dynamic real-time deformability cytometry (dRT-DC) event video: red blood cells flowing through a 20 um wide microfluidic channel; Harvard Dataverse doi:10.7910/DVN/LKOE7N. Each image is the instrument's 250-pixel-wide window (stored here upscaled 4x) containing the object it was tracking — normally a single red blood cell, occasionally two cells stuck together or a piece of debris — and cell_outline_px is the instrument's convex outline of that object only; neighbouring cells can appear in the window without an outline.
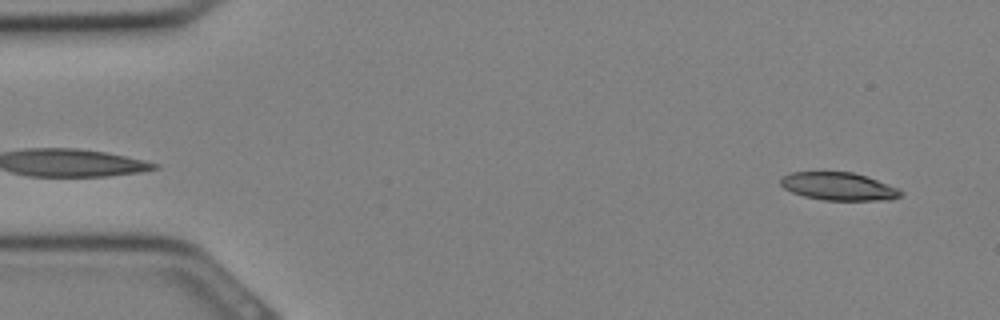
{"species": "Egyptian fruit bat (a non-hibernating species)", "species_latin": "Rousettus aegyptiacus", "temperature_condition": "cold", "stored_images_in_passage": 12, "camera_frame_rate_fps": 3000, "um_per_image_px": 0.085, "animal": {"sex": "female"}, "frame": {"image": 1, "passage_image": 1, "time_ms": 0.0, "image_size_px": [1000, 320], "cell_outline_px": [[904, 196], [892, 200], [824, 200], [804, 196], [792, 192], [784, 188], [780, 184], [780, 180], [784, 176], [792, 172], [852, 172], [900, 188], [904, 192]], "centroid_in_image_um": [71.34, 15.86], "position_along_channel_um": 13.7, "area_um2": 19.54}}
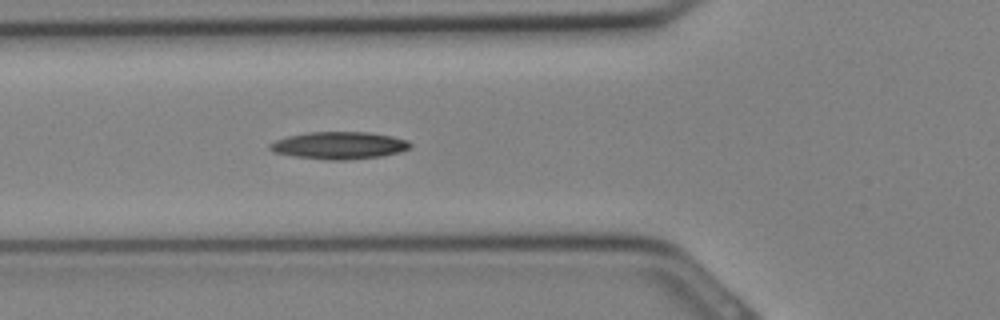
{"frame": {"image": 2, "passage_image": 10, "time_ms": 3.0, "image_size_px": [1000, 320], "cell_outline_px": [[412, 148], [400, 152], [380, 156], [344, 160], [328, 160], [296, 156], [272, 152], [268, 148], [268, 144], [276, 140], [288, 136], [308, 132], [368, 132], [392, 136], [408, 140], [412, 144]], "centroid_in_image_um": [28.84, 12.35], "position_along_channel_um": 97.0, "area_um2": 22.37}}
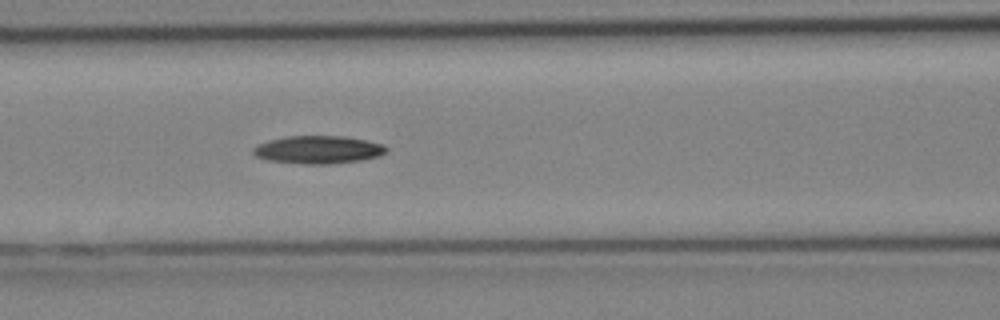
{"frame": {"image": 3, "passage_image": 12, "time_ms": 3.667, "image_size_px": [1000, 320], "cell_outline_px": [[388, 152], [380, 156], [360, 160], [328, 164], [304, 164], [268, 160], [256, 156], [252, 152], [252, 148], [256, 144], [268, 140], [288, 136], [344, 136], [368, 140], [384, 144], [388, 148]], "centroid_in_image_um": [27.07, 12.72], "position_along_channel_um": 139.5, "area_um2": 21.85}}